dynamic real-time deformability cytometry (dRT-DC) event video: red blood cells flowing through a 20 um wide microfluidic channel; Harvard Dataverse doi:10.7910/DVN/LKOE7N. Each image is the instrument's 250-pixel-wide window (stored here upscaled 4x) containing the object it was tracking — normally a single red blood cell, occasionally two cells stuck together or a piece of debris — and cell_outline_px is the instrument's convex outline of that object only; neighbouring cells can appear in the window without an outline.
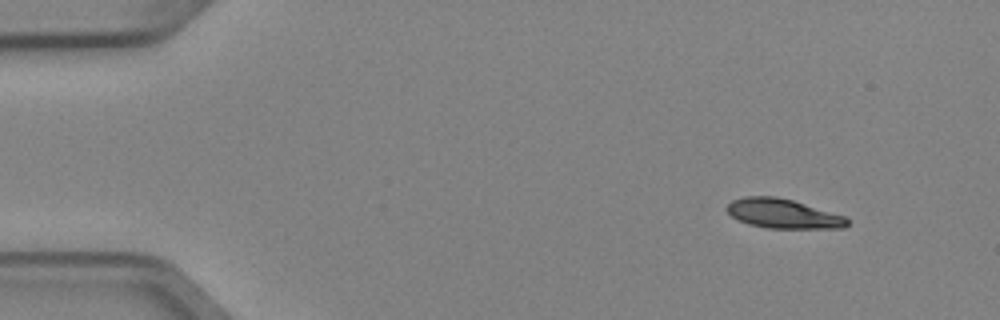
{"species": "Egyptian fruit bat (a non-hibernating species)", "species_latin": "Rousettus aegyptiacus", "temperature_condition": "cold", "stored_images_in_passage": 4, "camera_frame_rate_fps": 3000, "um_per_image_px": 0.085, "animal": {"sex": "female"}, "frame": {"image": 1, "passage_image": 1, "time_ms": 0.0, "image_size_px": [1000, 320], "cell_outline_px": [[848, 224], [844, 228], [768, 228], [748, 224], [732, 216], [724, 208], [732, 200], [744, 196], [776, 196], [792, 200], [844, 216], [848, 220]], "centroid_in_image_um": [66.52, 18.15], "position_along_channel_um": 18.5, "area_um2": 20.46}}
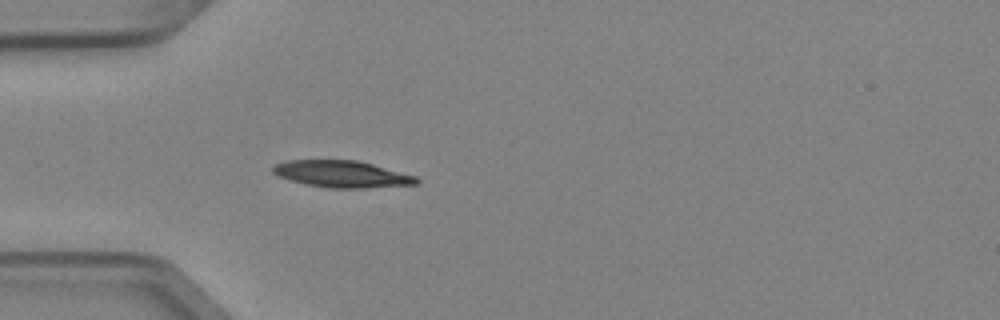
{"frame": {"image": 2, "passage_image": 4, "time_ms": 1.0, "image_size_px": [1000, 320], "cell_outline_px": [[420, 180], [416, 184], [368, 188], [328, 188], [308, 184], [292, 180], [280, 176], [272, 172], [272, 164], [284, 160], [356, 160], [372, 164], [416, 176]], "centroid_in_image_um": [29.04, 14.79], "position_along_channel_um": 56.0, "area_um2": 22.31}}